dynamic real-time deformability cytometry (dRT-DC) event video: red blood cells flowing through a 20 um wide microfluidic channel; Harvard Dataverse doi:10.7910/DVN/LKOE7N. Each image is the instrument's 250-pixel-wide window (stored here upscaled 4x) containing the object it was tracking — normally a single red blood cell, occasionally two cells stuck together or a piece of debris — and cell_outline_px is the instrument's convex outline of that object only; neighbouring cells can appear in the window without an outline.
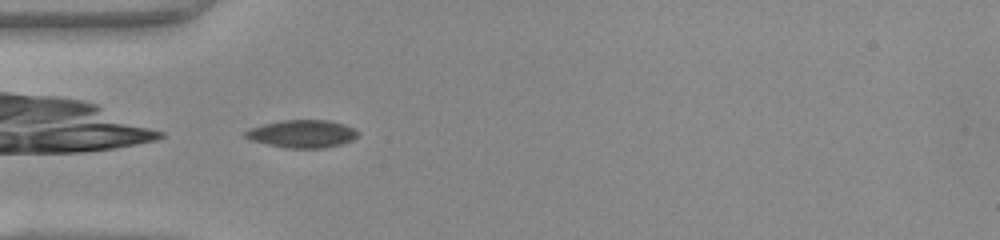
{"species": "common noctule bat (a hibernating species)", "species_latin": "Nyctalus noctula", "temperature_condition": "warm", "stored_images_in_passage": 35, "camera_frame_rate_fps": 3000, "um_per_image_px": 0.085, "animal": {"sex": "female", "body_mass_g": 22.0, "forearm_length_mm": 56.7}, "frame": {"image": 1, "passage_image": 1, "time_ms": 0.0, "image_size_px": [1000, 240], "cell_outline_px": [[360, 132], [352, 140], [340, 144], [324, 148], [284, 148], [252, 140], [244, 136], [244, 132], [248, 128], [280, 120], [328, 120], [344, 124], [356, 128]], "centroid_in_image_um": [25.7, 11.36], "position_along_channel_um": 59.3, "area_um2": 18.26}}
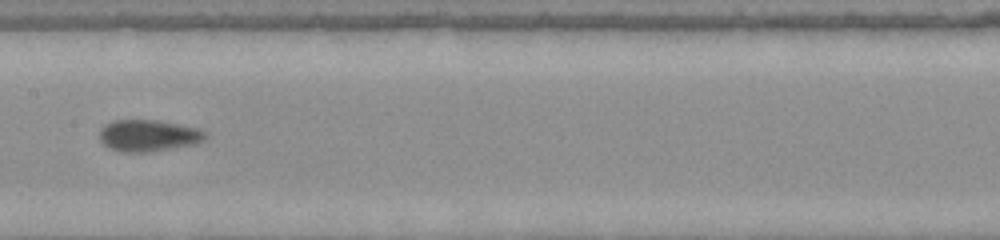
{"frame": {"image": 2, "passage_image": 11, "time_ms": 3.333, "image_size_px": [1000, 240], "cell_outline_px": [[208, 136], [204, 140], [196, 144], [148, 152], [124, 152], [108, 148], [100, 140], [100, 128], [104, 124], [112, 120], [160, 120], [200, 128]], "centroid_in_image_um": [12.62, 11.51], "position_along_channel_um": 194.8, "area_um2": 19.77}}
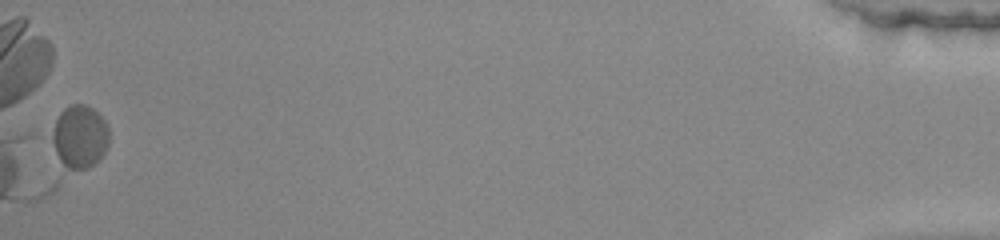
{"frame": {"image": 3, "passage_image": 35, "time_ms": 11.333, "image_size_px": [1000, 240], "cell_outline_px": [[108, 144], [104, 152], [88, 168], [68, 172], [64, 172], [48, 136], [60, 112], [64, 108], [72, 104], [84, 104], [92, 108], [104, 120], [108, 128]], "centroid_in_image_um": [6.69, 11.66], "position_along_channel_um": 428.5, "area_um2": 21.44}, "authors_computed_cell_mechanics": {"area_um2": 18.9584, "velocity_mm_per_s": 4.1439, "shape_relaxation_time_tau1_ms": 8.5857, "shape_relaxation_time_tau2_ms": 0.8968, "deformation_change_tau1": 0.1725, "deformation_change_tau2": 0.0476}}